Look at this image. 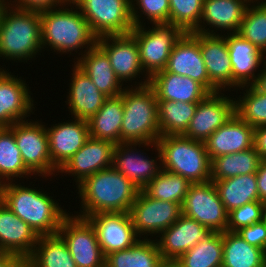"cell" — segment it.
<instances>
[{
  "instance_id": "c3c4849f",
  "label": "cell",
  "mask_w": 266,
  "mask_h": 267,
  "mask_svg": "<svg viewBox=\"0 0 266 267\" xmlns=\"http://www.w3.org/2000/svg\"><path fill=\"white\" fill-rule=\"evenodd\" d=\"M256 179L259 199L266 203V160H261L256 172Z\"/></svg>"
},
{
  "instance_id": "7bdbcfd3",
  "label": "cell",
  "mask_w": 266,
  "mask_h": 267,
  "mask_svg": "<svg viewBox=\"0 0 266 267\" xmlns=\"http://www.w3.org/2000/svg\"><path fill=\"white\" fill-rule=\"evenodd\" d=\"M266 203L254 201L228 212L227 230L236 232L242 227L261 222L265 219Z\"/></svg>"
},
{
  "instance_id": "e0dca14e",
  "label": "cell",
  "mask_w": 266,
  "mask_h": 267,
  "mask_svg": "<svg viewBox=\"0 0 266 267\" xmlns=\"http://www.w3.org/2000/svg\"><path fill=\"white\" fill-rule=\"evenodd\" d=\"M46 132L51 161L58 172L90 137L88 121L77 118L73 122L58 123Z\"/></svg>"
},
{
  "instance_id": "836d02e7",
  "label": "cell",
  "mask_w": 266,
  "mask_h": 267,
  "mask_svg": "<svg viewBox=\"0 0 266 267\" xmlns=\"http://www.w3.org/2000/svg\"><path fill=\"white\" fill-rule=\"evenodd\" d=\"M37 245L39 247L34 248L27 259V267H77L65 241L58 233L39 236Z\"/></svg>"
},
{
  "instance_id": "60d3db41",
  "label": "cell",
  "mask_w": 266,
  "mask_h": 267,
  "mask_svg": "<svg viewBox=\"0 0 266 267\" xmlns=\"http://www.w3.org/2000/svg\"><path fill=\"white\" fill-rule=\"evenodd\" d=\"M247 6L238 33L262 53L266 52V2Z\"/></svg>"
},
{
  "instance_id": "7a4b0ae2",
  "label": "cell",
  "mask_w": 266,
  "mask_h": 267,
  "mask_svg": "<svg viewBox=\"0 0 266 267\" xmlns=\"http://www.w3.org/2000/svg\"><path fill=\"white\" fill-rule=\"evenodd\" d=\"M10 183L0 185V200L38 236L57 234L67 216L63 209L45 193Z\"/></svg>"
},
{
  "instance_id": "d4e9b609",
  "label": "cell",
  "mask_w": 266,
  "mask_h": 267,
  "mask_svg": "<svg viewBox=\"0 0 266 267\" xmlns=\"http://www.w3.org/2000/svg\"><path fill=\"white\" fill-rule=\"evenodd\" d=\"M200 50L210 82L218 90L232 87V65L225 37L200 34Z\"/></svg>"
},
{
  "instance_id": "ac0fdd59",
  "label": "cell",
  "mask_w": 266,
  "mask_h": 267,
  "mask_svg": "<svg viewBox=\"0 0 266 267\" xmlns=\"http://www.w3.org/2000/svg\"><path fill=\"white\" fill-rule=\"evenodd\" d=\"M108 40L112 41V44L108 43ZM97 45L109 57L113 71L120 82L136 78L135 76L143 71L139 48L131 33L97 38Z\"/></svg>"
},
{
  "instance_id": "5b68a950",
  "label": "cell",
  "mask_w": 266,
  "mask_h": 267,
  "mask_svg": "<svg viewBox=\"0 0 266 267\" xmlns=\"http://www.w3.org/2000/svg\"><path fill=\"white\" fill-rule=\"evenodd\" d=\"M7 8L0 20V57L32 58L42 48L40 12Z\"/></svg>"
},
{
  "instance_id": "8d00e7d4",
  "label": "cell",
  "mask_w": 266,
  "mask_h": 267,
  "mask_svg": "<svg viewBox=\"0 0 266 267\" xmlns=\"http://www.w3.org/2000/svg\"><path fill=\"white\" fill-rule=\"evenodd\" d=\"M198 103L158 100L160 136L183 135L195 115Z\"/></svg>"
},
{
  "instance_id": "9c48e42d",
  "label": "cell",
  "mask_w": 266,
  "mask_h": 267,
  "mask_svg": "<svg viewBox=\"0 0 266 267\" xmlns=\"http://www.w3.org/2000/svg\"><path fill=\"white\" fill-rule=\"evenodd\" d=\"M181 212L211 231L227 230L228 212L213 181L192 183L181 204Z\"/></svg>"
},
{
  "instance_id": "6da1fadb",
  "label": "cell",
  "mask_w": 266,
  "mask_h": 267,
  "mask_svg": "<svg viewBox=\"0 0 266 267\" xmlns=\"http://www.w3.org/2000/svg\"><path fill=\"white\" fill-rule=\"evenodd\" d=\"M82 215L86 218L97 213L129 212L140 189L113 166L100 170L78 183Z\"/></svg>"
},
{
  "instance_id": "1f68e13d",
  "label": "cell",
  "mask_w": 266,
  "mask_h": 267,
  "mask_svg": "<svg viewBox=\"0 0 266 267\" xmlns=\"http://www.w3.org/2000/svg\"><path fill=\"white\" fill-rule=\"evenodd\" d=\"M164 262L157 242L149 239L138 240L128 249L105 256V267H160Z\"/></svg>"
},
{
  "instance_id": "52a82bcc",
  "label": "cell",
  "mask_w": 266,
  "mask_h": 267,
  "mask_svg": "<svg viewBox=\"0 0 266 267\" xmlns=\"http://www.w3.org/2000/svg\"><path fill=\"white\" fill-rule=\"evenodd\" d=\"M132 0H73L97 37L129 34L141 21ZM140 21V22H139Z\"/></svg>"
},
{
  "instance_id": "3957f363",
  "label": "cell",
  "mask_w": 266,
  "mask_h": 267,
  "mask_svg": "<svg viewBox=\"0 0 266 267\" xmlns=\"http://www.w3.org/2000/svg\"><path fill=\"white\" fill-rule=\"evenodd\" d=\"M146 80L136 89H124L121 143L155 145L160 138L158 126V100L154 89ZM150 144V145H149Z\"/></svg>"
},
{
  "instance_id": "7dc6e473",
  "label": "cell",
  "mask_w": 266,
  "mask_h": 267,
  "mask_svg": "<svg viewBox=\"0 0 266 267\" xmlns=\"http://www.w3.org/2000/svg\"><path fill=\"white\" fill-rule=\"evenodd\" d=\"M254 148L261 160H266V125L254 128Z\"/></svg>"
},
{
  "instance_id": "5bb4252c",
  "label": "cell",
  "mask_w": 266,
  "mask_h": 267,
  "mask_svg": "<svg viewBox=\"0 0 266 267\" xmlns=\"http://www.w3.org/2000/svg\"><path fill=\"white\" fill-rule=\"evenodd\" d=\"M86 219L96 232L104 256L128 249L139 240L129 212L97 213Z\"/></svg>"
},
{
  "instance_id": "bcb514c9",
  "label": "cell",
  "mask_w": 266,
  "mask_h": 267,
  "mask_svg": "<svg viewBox=\"0 0 266 267\" xmlns=\"http://www.w3.org/2000/svg\"><path fill=\"white\" fill-rule=\"evenodd\" d=\"M17 1V0H16ZM16 8L29 11H44L51 10L55 6L67 2L66 0H18Z\"/></svg>"
},
{
  "instance_id": "7402d4cb",
  "label": "cell",
  "mask_w": 266,
  "mask_h": 267,
  "mask_svg": "<svg viewBox=\"0 0 266 267\" xmlns=\"http://www.w3.org/2000/svg\"><path fill=\"white\" fill-rule=\"evenodd\" d=\"M31 101L27 86L21 79L0 71V128L23 121L32 110Z\"/></svg>"
},
{
  "instance_id": "816d5d0a",
  "label": "cell",
  "mask_w": 266,
  "mask_h": 267,
  "mask_svg": "<svg viewBox=\"0 0 266 267\" xmlns=\"http://www.w3.org/2000/svg\"><path fill=\"white\" fill-rule=\"evenodd\" d=\"M160 267H178L175 262L165 261Z\"/></svg>"
},
{
  "instance_id": "ee69618b",
  "label": "cell",
  "mask_w": 266,
  "mask_h": 267,
  "mask_svg": "<svg viewBox=\"0 0 266 267\" xmlns=\"http://www.w3.org/2000/svg\"><path fill=\"white\" fill-rule=\"evenodd\" d=\"M144 15L154 24L169 23V0H135Z\"/></svg>"
},
{
  "instance_id": "74e56055",
  "label": "cell",
  "mask_w": 266,
  "mask_h": 267,
  "mask_svg": "<svg viewBox=\"0 0 266 267\" xmlns=\"http://www.w3.org/2000/svg\"><path fill=\"white\" fill-rule=\"evenodd\" d=\"M191 184L183 176L162 169L142 190L154 199L182 204Z\"/></svg>"
},
{
  "instance_id": "ba28073f",
  "label": "cell",
  "mask_w": 266,
  "mask_h": 267,
  "mask_svg": "<svg viewBox=\"0 0 266 267\" xmlns=\"http://www.w3.org/2000/svg\"><path fill=\"white\" fill-rule=\"evenodd\" d=\"M154 25L155 27L149 29L150 31H144L140 25L134 26L130 32L138 45L142 68L148 72V81L155 73L165 70L172 49L185 33L174 24L159 23Z\"/></svg>"
},
{
  "instance_id": "f546056e",
  "label": "cell",
  "mask_w": 266,
  "mask_h": 267,
  "mask_svg": "<svg viewBox=\"0 0 266 267\" xmlns=\"http://www.w3.org/2000/svg\"><path fill=\"white\" fill-rule=\"evenodd\" d=\"M222 267H266V252L250 245L237 232H223Z\"/></svg>"
},
{
  "instance_id": "2e32d148",
  "label": "cell",
  "mask_w": 266,
  "mask_h": 267,
  "mask_svg": "<svg viewBox=\"0 0 266 267\" xmlns=\"http://www.w3.org/2000/svg\"><path fill=\"white\" fill-rule=\"evenodd\" d=\"M211 232L198 221L182 214L174 224L162 232V237L157 242L162 259L174 262Z\"/></svg>"
},
{
  "instance_id": "4dcf8cb0",
  "label": "cell",
  "mask_w": 266,
  "mask_h": 267,
  "mask_svg": "<svg viewBox=\"0 0 266 267\" xmlns=\"http://www.w3.org/2000/svg\"><path fill=\"white\" fill-rule=\"evenodd\" d=\"M249 0H203L202 20L208 25L238 33ZM246 3V4H245Z\"/></svg>"
},
{
  "instance_id": "8992f818",
  "label": "cell",
  "mask_w": 266,
  "mask_h": 267,
  "mask_svg": "<svg viewBox=\"0 0 266 267\" xmlns=\"http://www.w3.org/2000/svg\"><path fill=\"white\" fill-rule=\"evenodd\" d=\"M40 17L42 47L49 44L57 51L69 52L87 44L90 48L97 44L89 23L77 10H44Z\"/></svg>"
},
{
  "instance_id": "44dd1931",
  "label": "cell",
  "mask_w": 266,
  "mask_h": 267,
  "mask_svg": "<svg viewBox=\"0 0 266 267\" xmlns=\"http://www.w3.org/2000/svg\"><path fill=\"white\" fill-rule=\"evenodd\" d=\"M210 160L254 147V127L236 114L204 142Z\"/></svg>"
},
{
  "instance_id": "30bf717a",
  "label": "cell",
  "mask_w": 266,
  "mask_h": 267,
  "mask_svg": "<svg viewBox=\"0 0 266 267\" xmlns=\"http://www.w3.org/2000/svg\"><path fill=\"white\" fill-rule=\"evenodd\" d=\"M67 215L58 234L65 241L77 267H105V256L91 223L83 217Z\"/></svg>"
},
{
  "instance_id": "f6af8a7d",
  "label": "cell",
  "mask_w": 266,
  "mask_h": 267,
  "mask_svg": "<svg viewBox=\"0 0 266 267\" xmlns=\"http://www.w3.org/2000/svg\"><path fill=\"white\" fill-rule=\"evenodd\" d=\"M250 245L266 252V220L245 226L236 231Z\"/></svg>"
},
{
  "instance_id": "83f0119b",
  "label": "cell",
  "mask_w": 266,
  "mask_h": 267,
  "mask_svg": "<svg viewBox=\"0 0 266 267\" xmlns=\"http://www.w3.org/2000/svg\"><path fill=\"white\" fill-rule=\"evenodd\" d=\"M137 144L140 145L139 143L117 144L113 152L112 166L142 190L162 169L157 167L155 160H148L143 158L144 156L131 153L132 147L128 146Z\"/></svg>"
},
{
  "instance_id": "d590c367",
  "label": "cell",
  "mask_w": 266,
  "mask_h": 267,
  "mask_svg": "<svg viewBox=\"0 0 266 267\" xmlns=\"http://www.w3.org/2000/svg\"><path fill=\"white\" fill-rule=\"evenodd\" d=\"M222 256L223 232L212 231L174 262L178 267H222Z\"/></svg>"
},
{
  "instance_id": "277c9868",
  "label": "cell",
  "mask_w": 266,
  "mask_h": 267,
  "mask_svg": "<svg viewBox=\"0 0 266 267\" xmlns=\"http://www.w3.org/2000/svg\"><path fill=\"white\" fill-rule=\"evenodd\" d=\"M163 170L181 175L191 183L211 181V160L204 142L184 135L160 136L156 142Z\"/></svg>"
},
{
  "instance_id": "f907efd6",
  "label": "cell",
  "mask_w": 266,
  "mask_h": 267,
  "mask_svg": "<svg viewBox=\"0 0 266 267\" xmlns=\"http://www.w3.org/2000/svg\"><path fill=\"white\" fill-rule=\"evenodd\" d=\"M265 69L261 71L262 73L258 75L257 80L253 84L260 92L266 94V62Z\"/></svg>"
},
{
  "instance_id": "cb8c5ba5",
  "label": "cell",
  "mask_w": 266,
  "mask_h": 267,
  "mask_svg": "<svg viewBox=\"0 0 266 267\" xmlns=\"http://www.w3.org/2000/svg\"><path fill=\"white\" fill-rule=\"evenodd\" d=\"M149 85L154 89L157 100L199 103L209 92L190 77L168 72L166 69L155 73Z\"/></svg>"
},
{
  "instance_id": "603a6c76",
  "label": "cell",
  "mask_w": 266,
  "mask_h": 267,
  "mask_svg": "<svg viewBox=\"0 0 266 267\" xmlns=\"http://www.w3.org/2000/svg\"><path fill=\"white\" fill-rule=\"evenodd\" d=\"M225 39L232 65V86L243 88L249 84L248 81L253 85L257 80L254 71L260 66L263 53L239 33L232 32Z\"/></svg>"
},
{
  "instance_id": "f35d334b",
  "label": "cell",
  "mask_w": 266,
  "mask_h": 267,
  "mask_svg": "<svg viewBox=\"0 0 266 267\" xmlns=\"http://www.w3.org/2000/svg\"><path fill=\"white\" fill-rule=\"evenodd\" d=\"M31 174L23 163L21 153L16 145L13 131L9 127L0 128V185L11 177ZM20 175V176H19Z\"/></svg>"
},
{
  "instance_id": "9a60e30c",
  "label": "cell",
  "mask_w": 266,
  "mask_h": 267,
  "mask_svg": "<svg viewBox=\"0 0 266 267\" xmlns=\"http://www.w3.org/2000/svg\"><path fill=\"white\" fill-rule=\"evenodd\" d=\"M235 114V101L219 95L218 92L209 93L197 104L195 115L191 119L184 136L196 141L205 142L219 127L225 124Z\"/></svg>"
},
{
  "instance_id": "b9f144b4",
  "label": "cell",
  "mask_w": 266,
  "mask_h": 267,
  "mask_svg": "<svg viewBox=\"0 0 266 267\" xmlns=\"http://www.w3.org/2000/svg\"><path fill=\"white\" fill-rule=\"evenodd\" d=\"M244 95L235 101V114L254 128L266 125V94L251 84Z\"/></svg>"
},
{
  "instance_id": "ab89813d",
  "label": "cell",
  "mask_w": 266,
  "mask_h": 267,
  "mask_svg": "<svg viewBox=\"0 0 266 267\" xmlns=\"http://www.w3.org/2000/svg\"><path fill=\"white\" fill-rule=\"evenodd\" d=\"M169 23L179 26L184 32L216 35L201 28L203 0H169Z\"/></svg>"
},
{
  "instance_id": "e575fe53",
  "label": "cell",
  "mask_w": 266,
  "mask_h": 267,
  "mask_svg": "<svg viewBox=\"0 0 266 267\" xmlns=\"http://www.w3.org/2000/svg\"><path fill=\"white\" fill-rule=\"evenodd\" d=\"M261 158L255 148L231 153L211 160V181L256 173Z\"/></svg>"
},
{
  "instance_id": "4316f807",
  "label": "cell",
  "mask_w": 266,
  "mask_h": 267,
  "mask_svg": "<svg viewBox=\"0 0 266 267\" xmlns=\"http://www.w3.org/2000/svg\"><path fill=\"white\" fill-rule=\"evenodd\" d=\"M70 84L69 108L75 119L89 120L103 106L108 98L93 84L91 79L77 66H74Z\"/></svg>"
},
{
  "instance_id": "7c38bea8",
  "label": "cell",
  "mask_w": 266,
  "mask_h": 267,
  "mask_svg": "<svg viewBox=\"0 0 266 267\" xmlns=\"http://www.w3.org/2000/svg\"><path fill=\"white\" fill-rule=\"evenodd\" d=\"M129 215L137 235L162 234L182 215L181 204L154 199L140 190Z\"/></svg>"
},
{
  "instance_id": "8fae6325",
  "label": "cell",
  "mask_w": 266,
  "mask_h": 267,
  "mask_svg": "<svg viewBox=\"0 0 266 267\" xmlns=\"http://www.w3.org/2000/svg\"><path fill=\"white\" fill-rule=\"evenodd\" d=\"M14 134L23 163L31 172L52 175L57 169L53 166L46 128L38 122L18 121L9 127Z\"/></svg>"
},
{
  "instance_id": "f5cc1de1",
  "label": "cell",
  "mask_w": 266,
  "mask_h": 267,
  "mask_svg": "<svg viewBox=\"0 0 266 267\" xmlns=\"http://www.w3.org/2000/svg\"><path fill=\"white\" fill-rule=\"evenodd\" d=\"M6 7H7L6 3H0V20H1L2 13Z\"/></svg>"
},
{
  "instance_id": "d6986e66",
  "label": "cell",
  "mask_w": 266,
  "mask_h": 267,
  "mask_svg": "<svg viewBox=\"0 0 266 267\" xmlns=\"http://www.w3.org/2000/svg\"><path fill=\"white\" fill-rule=\"evenodd\" d=\"M115 146L111 141L89 137L60 170L75 174L81 183L86 177L112 166Z\"/></svg>"
},
{
  "instance_id": "d6a6232c",
  "label": "cell",
  "mask_w": 266,
  "mask_h": 267,
  "mask_svg": "<svg viewBox=\"0 0 266 267\" xmlns=\"http://www.w3.org/2000/svg\"><path fill=\"white\" fill-rule=\"evenodd\" d=\"M213 183L227 212L246 203L260 201L256 173L234 176Z\"/></svg>"
},
{
  "instance_id": "484cf974",
  "label": "cell",
  "mask_w": 266,
  "mask_h": 267,
  "mask_svg": "<svg viewBox=\"0 0 266 267\" xmlns=\"http://www.w3.org/2000/svg\"><path fill=\"white\" fill-rule=\"evenodd\" d=\"M76 65L107 97H117L122 94L124 89L113 71L109 57L97 44L93 48L89 47L83 57L78 59Z\"/></svg>"
},
{
  "instance_id": "681fc988",
  "label": "cell",
  "mask_w": 266,
  "mask_h": 267,
  "mask_svg": "<svg viewBox=\"0 0 266 267\" xmlns=\"http://www.w3.org/2000/svg\"><path fill=\"white\" fill-rule=\"evenodd\" d=\"M0 267H27V260L20 256L0 251Z\"/></svg>"
},
{
  "instance_id": "ffe728a7",
  "label": "cell",
  "mask_w": 266,
  "mask_h": 267,
  "mask_svg": "<svg viewBox=\"0 0 266 267\" xmlns=\"http://www.w3.org/2000/svg\"><path fill=\"white\" fill-rule=\"evenodd\" d=\"M38 238L36 232L0 200V251L27 260Z\"/></svg>"
},
{
  "instance_id": "f1b7e54d",
  "label": "cell",
  "mask_w": 266,
  "mask_h": 267,
  "mask_svg": "<svg viewBox=\"0 0 266 267\" xmlns=\"http://www.w3.org/2000/svg\"><path fill=\"white\" fill-rule=\"evenodd\" d=\"M123 113V97H108L88 120L90 137L111 141L115 145L121 143Z\"/></svg>"
},
{
  "instance_id": "4fadbf2b",
  "label": "cell",
  "mask_w": 266,
  "mask_h": 267,
  "mask_svg": "<svg viewBox=\"0 0 266 267\" xmlns=\"http://www.w3.org/2000/svg\"><path fill=\"white\" fill-rule=\"evenodd\" d=\"M165 69L174 74L190 77L200 83L209 93L219 91L209 80L200 50V33L198 32L183 34L172 49Z\"/></svg>"
}]
</instances>
